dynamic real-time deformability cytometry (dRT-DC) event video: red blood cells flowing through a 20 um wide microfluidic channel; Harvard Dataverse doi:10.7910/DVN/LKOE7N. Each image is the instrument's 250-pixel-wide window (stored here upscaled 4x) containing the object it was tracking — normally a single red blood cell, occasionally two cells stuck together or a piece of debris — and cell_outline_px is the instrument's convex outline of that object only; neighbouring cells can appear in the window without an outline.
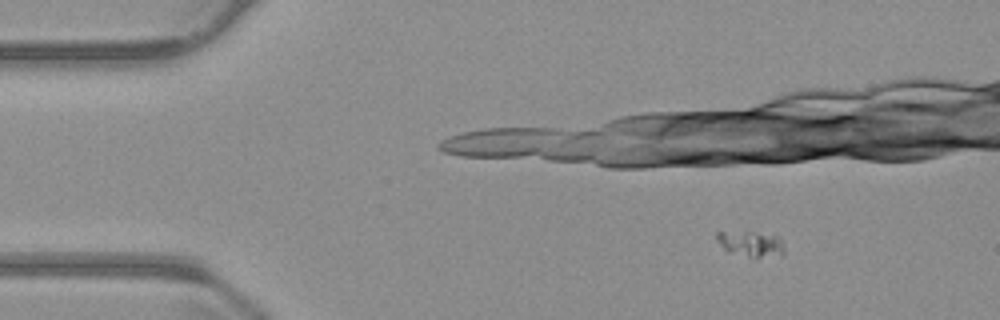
{"species": "common noctule bat (a hibernating species)", "species_latin": "Nyctalus noctula", "temperature_condition": "warm", "stored_images_in_passage": 16, "camera_frame_rate_fps": 3000, "um_per_image_px": 0.085, "animal": {"sex": "male", "body_mass_g": 23.1, "forearm_length_mm": 52.7}, "frame": {"image": 1, "passage_image": 8, "time_ms": 2.333, "image_size_px": [1000, 320], "cell_outline_px": [[784, 256], [756, 260], [728, 252], [716, 240], [716, 232], [748, 232], [780, 236], [784, 252]], "centroid_in_image_um": [63.87, 20.8], "position_along_channel_um": 21.1, "area_um2": 10.52}}